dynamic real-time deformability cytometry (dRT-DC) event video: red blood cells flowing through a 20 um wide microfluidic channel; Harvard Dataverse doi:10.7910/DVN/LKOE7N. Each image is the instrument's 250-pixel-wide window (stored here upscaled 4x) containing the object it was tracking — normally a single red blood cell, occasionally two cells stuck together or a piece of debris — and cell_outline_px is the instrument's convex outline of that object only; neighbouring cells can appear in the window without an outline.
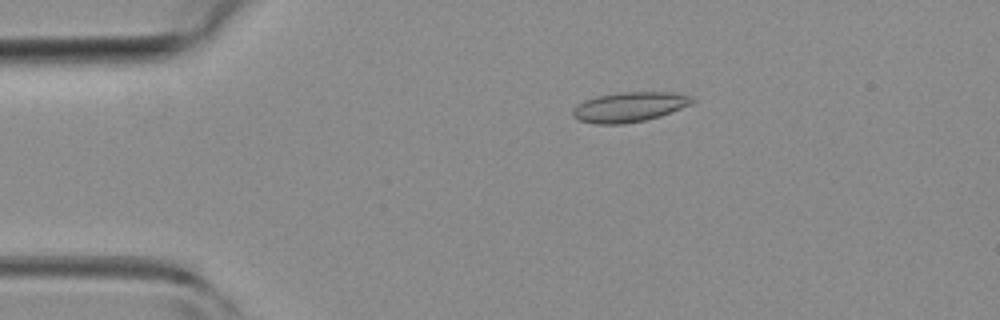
{"species": "common noctule bat (a hibernating species)", "species_latin": "Nyctalus noctula", "temperature_condition": "room temperature", "stored_images_in_passage": 36, "camera_frame_rate_fps": 3000, "um_per_image_px": 0.085, "animal": {"sex": "female", "body_mass_g": 19.3, "forearm_length_mm": 54.1}, "frame": {"image": 1, "passage_image": 2, "time_ms": 0.333, "image_size_px": [1000, 320], "cell_outline_px": [[696, 100], [680, 108], [660, 116], [644, 120], [624, 124], [596, 124], [580, 120], [572, 116], [572, 112], [584, 100], [596, 96], [620, 92], [672, 92], [696, 96]], "centroid_in_image_um": [53.52, 9.08], "position_along_channel_um": 31.5, "area_um2": 20.63}}
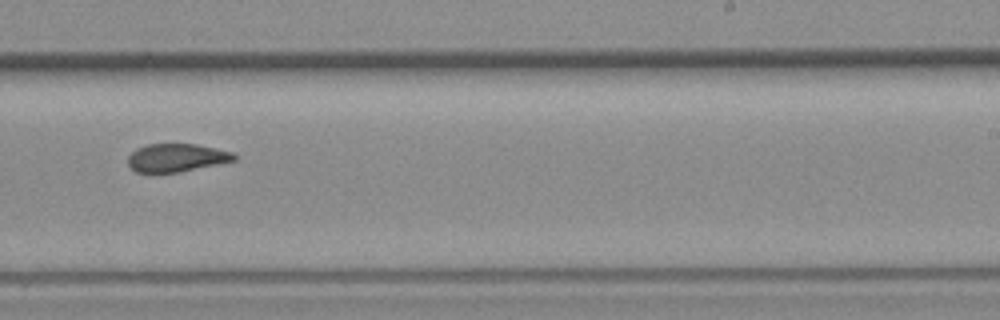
{"frame": {"image": 2, "passage_image": 20, "time_ms": 6.333, "image_size_px": [1000, 320], "cell_outline_px": [[236, 160], [180, 172], [136, 172], [128, 164], [128, 156], [136, 148], [148, 144], [196, 144], [232, 152], [236, 156]], "centroid_in_image_um": [14.99, 13.4], "position_along_channel_um": 274.0, "area_um2": 17.22}}
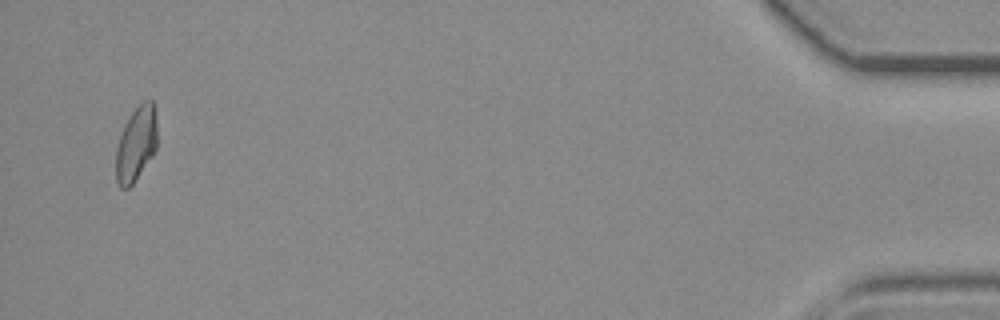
{"frame": {"image": 3, "passage_image": 35, "time_ms": 11.333, "image_size_px": [1000, 320], "cell_outline_px": [[156, 148], [152, 156], [132, 184], [128, 188], [120, 188], [116, 180], [116, 148], [124, 124], [132, 112], [144, 100], [152, 100], [156, 116]], "centroid_in_image_um": [11.56, 12.23], "position_along_channel_um": 423.6, "area_um2": 17.74}}